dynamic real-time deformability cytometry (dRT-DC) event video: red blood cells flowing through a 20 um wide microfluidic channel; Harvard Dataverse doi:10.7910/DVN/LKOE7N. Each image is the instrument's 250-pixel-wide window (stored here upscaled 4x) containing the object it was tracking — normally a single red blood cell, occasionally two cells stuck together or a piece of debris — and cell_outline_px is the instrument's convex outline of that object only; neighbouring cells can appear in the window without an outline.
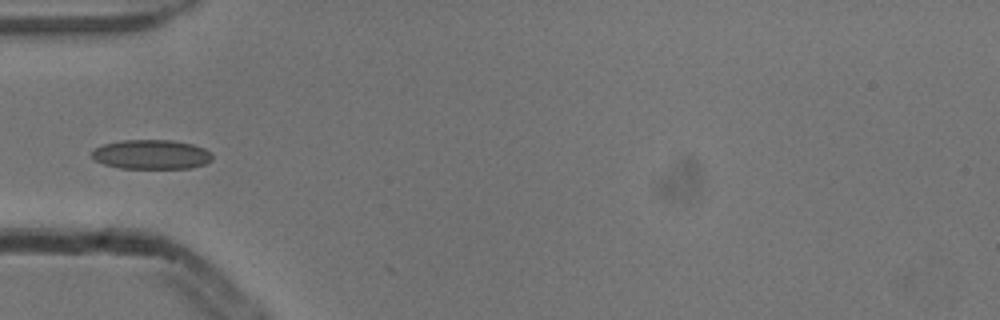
{"species": "common noctule bat (a hibernating species)", "species_latin": "Nyctalus noctula", "temperature_condition": "cold", "stored_images_in_passage": 4, "camera_frame_rate_fps": 3000, "um_per_image_px": 0.085, "animal": {"sex": "male", "body_mass_g": 13.3}, "frame": {"image": 1, "passage_image": 3, "time_ms": 0.667, "image_size_px": [1000, 320], "cell_outline_px": [[212, 160], [204, 164], [192, 168], [120, 168], [104, 164], [96, 160], [92, 156], [92, 152], [96, 148], [104, 144], [120, 140], [172, 140], [192, 144], [204, 148], [212, 152]], "centroid_in_image_um": [12.9, 13.13], "position_along_channel_um": 72.1, "area_um2": 20.63}}
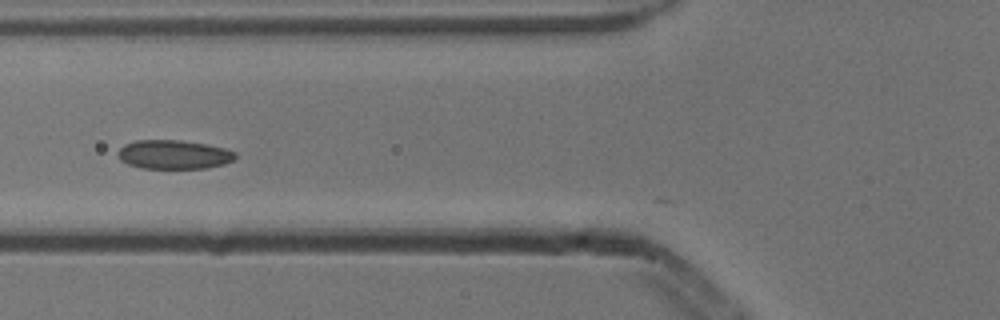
{"frame": {"image": 2, "passage_image": 4, "time_ms": 1.0, "image_size_px": [1000, 320], "cell_outline_px": [[236, 156], [232, 160], [224, 164], [208, 168], [140, 168], [128, 164], [120, 160], [116, 152], [124, 144], [136, 140], [180, 140], [208, 144], [224, 148], [236, 152]], "centroid_in_image_um": [14.75, 13.13], "position_along_channel_um": 111.0, "area_um2": 19.94}}